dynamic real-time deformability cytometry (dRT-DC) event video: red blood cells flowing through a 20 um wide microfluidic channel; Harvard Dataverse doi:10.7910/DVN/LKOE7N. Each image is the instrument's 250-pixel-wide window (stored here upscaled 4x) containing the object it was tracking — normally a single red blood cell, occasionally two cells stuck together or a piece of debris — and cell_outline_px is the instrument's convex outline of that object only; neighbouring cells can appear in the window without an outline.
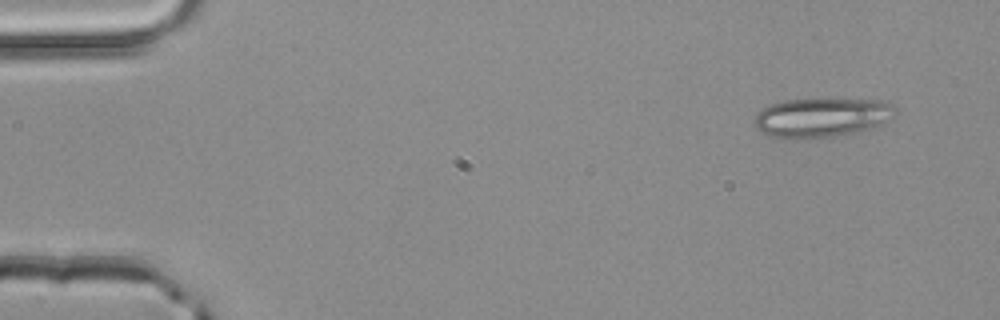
{"species": "common noctule bat (a hibernating species)", "species_latin": "Nyctalus noctula", "temperature_condition": "room temperature", "stored_images_in_passage": 4, "camera_frame_rate_fps": 3000, "um_per_image_px": 0.085, "animal": {"sex": "male", "body_mass_g": 20.4}, "frame": {"image": 1, "passage_image": 1, "time_ms": 0.0, "image_size_px": [1000, 320], "cell_outline_px": [[896, 112], [880, 124], [872, 128], [860, 132], [836, 136], [796, 140], [780, 140], [760, 132], [756, 128], [756, 116], [764, 108], [772, 104], [784, 100], [880, 100], [892, 104], [896, 108]], "centroid_in_image_um": [69.81, 10.03], "position_along_channel_um": 15.2, "area_um2": 32.19}}